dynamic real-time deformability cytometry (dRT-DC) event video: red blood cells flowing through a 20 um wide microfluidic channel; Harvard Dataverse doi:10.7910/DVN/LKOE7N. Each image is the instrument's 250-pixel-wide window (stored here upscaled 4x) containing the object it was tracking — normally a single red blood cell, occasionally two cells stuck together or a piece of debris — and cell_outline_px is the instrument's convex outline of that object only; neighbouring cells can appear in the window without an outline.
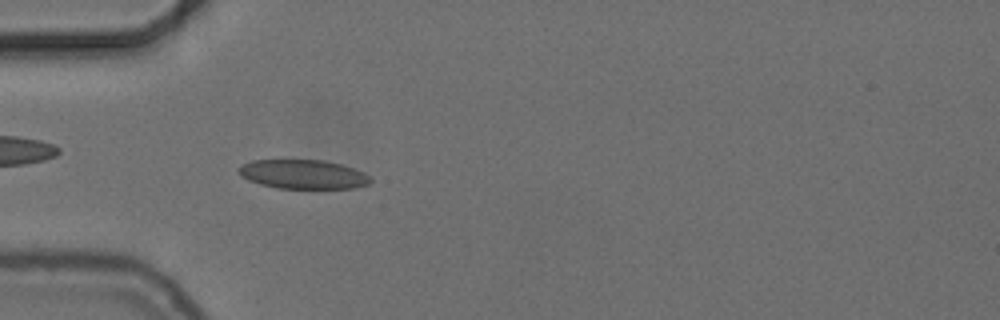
{"species": "common noctule bat (a hibernating species)", "species_latin": "Nyctalus noctula", "temperature_condition": "cold", "stored_images_in_passage": 54, "camera_frame_rate_fps": 3000, "um_per_image_px": 0.085, "animal": {"sex": "female", "body_mass_g": 24.6, "forearm_length_mm": 56.2}, "frame": {"image": 1, "passage_image": 16, "time_ms": 5.0, "image_size_px": [1000, 320], "cell_outline_px": [[372, 180], [368, 184], [352, 188], [276, 188], [260, 184], [248, 180], [236, 168], [252, 160], [324, 160], [340, 164], [364, 172], [372, 176]], "centroid_in_image_um": [25.79, 14.81], "position_along_channel_um": 59.2, "area_um2": 22.25}}
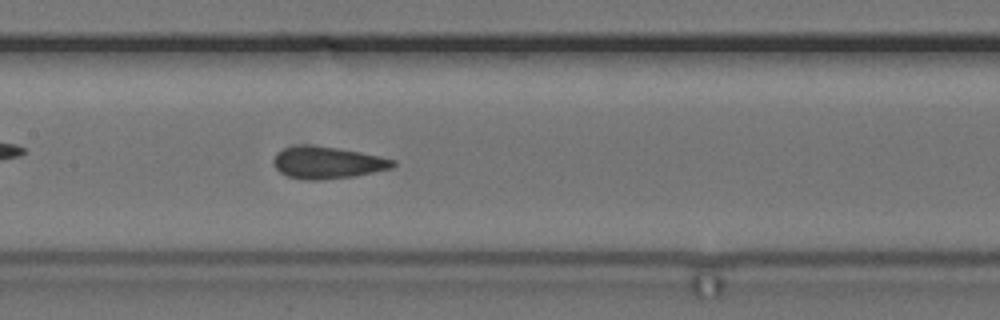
{"frame": {"image": 2, "passage_image": 26, "time_ms": 8.333, "image_size_px": [1000, 320], "cell_outline_px": [[396, 164], [392, 168], [356, 176], [320, 180], [308, 180], [288, 176], [280, 172], [276, 168], [272, 160], [276, 152], [284, 148], [300, 144], [312, 144], [340, 148], [380, 156], [396, 160]], "centroid_in_image_um": [27.82, 13.81], "position_along_channel_um": 179.6, "area_um2": 22.6}}
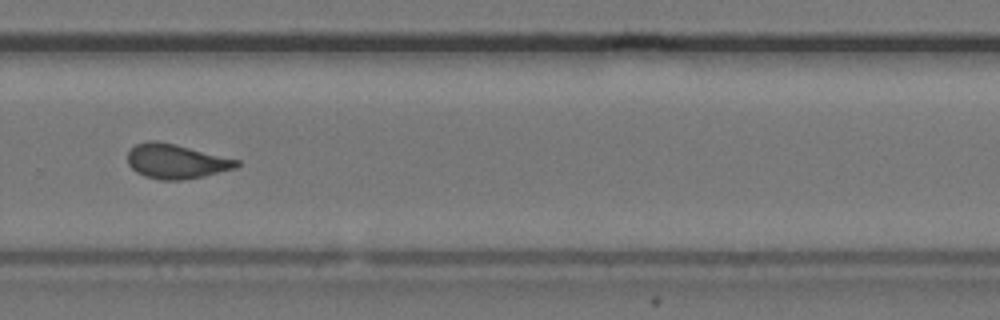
{"frame": {"image": 3, "passage_image": 37, "time_ms": 12.0, "image_size_px": [1000, 320], "cell_outline_px": [[240, 164], [236, 168], [204, 176], [180, 180], [160, 180], [144, 176], [136, 172], [128, 164], [128, 152], [136, 144], [148, 140], [156, 140], [176, 144], [240, 160]], "centroid_in_image_um": [14.97, 13.71], "position_along_channel_um": 314.8, "area_um2": 22.02}, "authors_computed_cell_mechanics": {"area_um2": 22.0218, "velocity_mm_per_s": 3.7178, "shape_relaxation_time_tau1_ms": 11.2224, "shape_relaxation_time_tau2_ms": 1.6481, "deformation_change_tau1": 0.2181, "deformation_change_tau2": 0.0617}}